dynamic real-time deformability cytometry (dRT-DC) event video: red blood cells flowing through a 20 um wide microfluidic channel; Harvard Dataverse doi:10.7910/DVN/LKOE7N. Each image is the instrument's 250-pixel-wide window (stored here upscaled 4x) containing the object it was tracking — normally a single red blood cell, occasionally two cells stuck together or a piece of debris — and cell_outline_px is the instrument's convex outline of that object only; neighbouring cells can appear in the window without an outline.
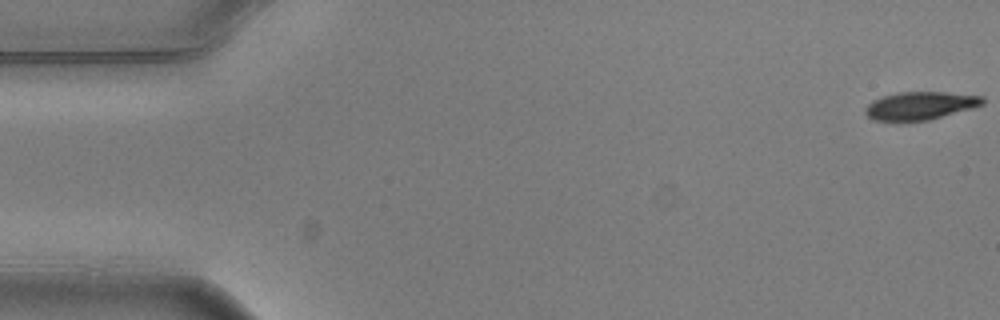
{"species": "common noctule bat (a hibernating species)", "species_latin": "Nyctalus noctula", "temperature_condition": "warm", "stored_images_in_passage": 6, "camera_frame_rate_fps": 3000, "um_per_image_px": 0.085, "animal": {"sex": "male", "body_mass_g": 20.5, "forearm_length_mm": 52.5}, "frame": {"image": 1, "passage_image": 1, "time_ms": 0.0, "image_size_px": [1000, 320], "cell_outline_px": [[984, 104], [972, 108], [928, 120], [872, 120], [864, 112], [868, 104], [872, 100], [896, 92], [948, 92], [984, 96]], "centroid_in_image_um": [78.23, 8.96], "position_along_channel_um": 6.8, "area_um2": 18.96}}
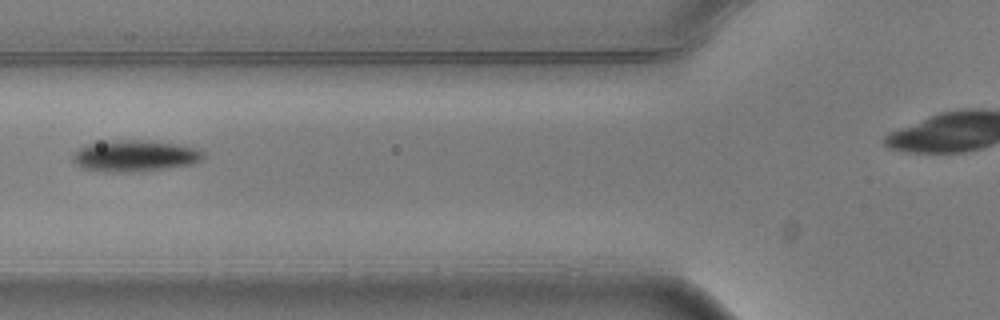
{"frame": {"image": 2, "passage_image": 6, "time_ms": 1.667, "image_size_px": [1000, 320], "cell_outline_px": [[204, 160], [192, 164], [168, 168], [140, 172], [104, 172], [84, 168], [76, 164], [72, 160], [72, 152], [88, 144], [104, 140], [148, 140], [176, 144], [196, 148], [204, 152]], "centroid_in_image_um": [11.46, 13.25], "position_along_channel_um": 114.3, "area_um2": 24.28}}